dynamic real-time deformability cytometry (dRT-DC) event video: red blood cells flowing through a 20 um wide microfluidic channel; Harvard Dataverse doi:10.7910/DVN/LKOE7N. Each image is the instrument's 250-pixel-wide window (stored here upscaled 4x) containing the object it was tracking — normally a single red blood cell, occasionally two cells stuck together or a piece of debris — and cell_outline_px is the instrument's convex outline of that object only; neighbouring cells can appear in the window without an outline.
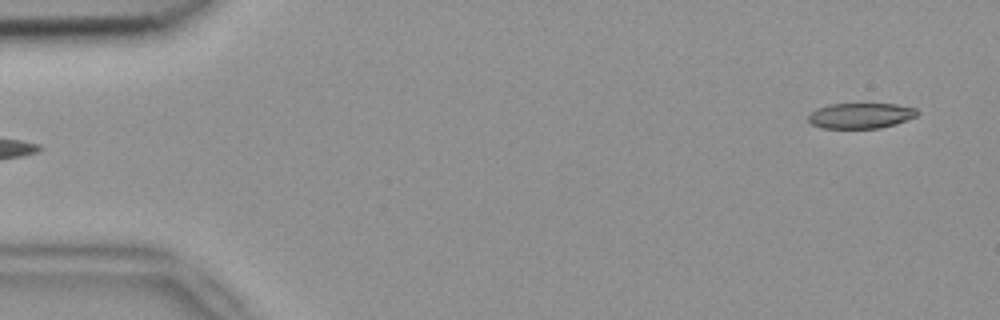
{"species": "common noctule bat (a hibernating species)", "species_latin": "Nyctalus noctula", "temperature_condition": "room temperature", "stored_images_in_passage": 4, "segment_of_instrument_passage": [2, 2], "camera_frame_rate_fps": 3000, "um_per_image_px": 0.085, "animal": {"sex": "female", "body_mass_g": 18.4}, "frame": {"image": 1, "passage_image": 4, "time_ms": 1.0, "image_size_px": [1000, 320], "cell_outline_px": [[920, 112], [916, 116], [896, 124], [880, 128], [820, 128], [812, 124], [808, 120], [808, 116], [816, 108], [828, 104], [896, 104], [916, 108]], "centroid_in_image_um": [73.16, 9.83], "position_along_channel_um": 11.8, "area_um2": 16.24}}